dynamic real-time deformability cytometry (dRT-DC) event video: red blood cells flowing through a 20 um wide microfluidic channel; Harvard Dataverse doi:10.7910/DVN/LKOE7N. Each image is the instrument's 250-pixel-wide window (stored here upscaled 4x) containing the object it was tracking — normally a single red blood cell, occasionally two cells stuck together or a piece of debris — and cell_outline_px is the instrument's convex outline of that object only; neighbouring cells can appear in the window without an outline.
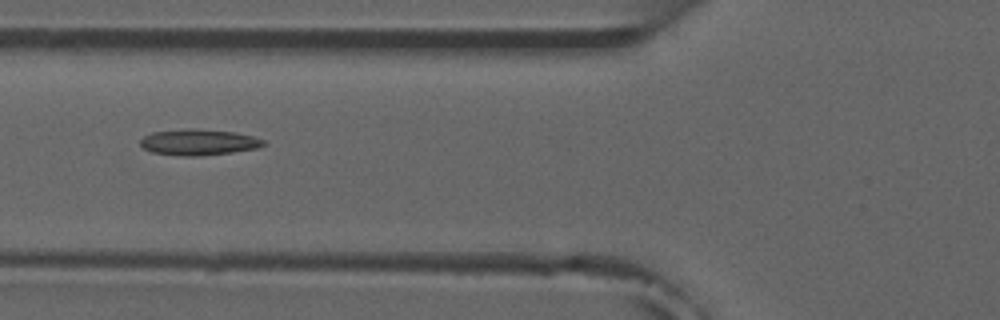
{"species": "common noctule bat (a hibernating species)", "species_latin": "Nyctalus noctula", "temperature_condition": "room temperature", "stored_images_in_passage": 2, "camera_frame_rate_fps": 3000, "um_per_image_px": 0.085, "animal": {"sex": "male", "forearm_length_mm": 52.5}, "frame": {"image": 1, "passage_image": 2, "time_ms": 1.333, "image_size_px": [1000, 320], "cell_outline_px": [[264, 144], [256, 148], [232, 152], [200, 156], [180, 156], [152, 152], [144, 148], [140, 144], [140, 140], [144, 136], [152, 132], [184, 128], [188, 128], [236, 132], [252, 136], [264, 140]], "centroid_in_image_um": [16.84, 12.08], "position_along_channel_um": 109.0, "area_um2": 18.61}}